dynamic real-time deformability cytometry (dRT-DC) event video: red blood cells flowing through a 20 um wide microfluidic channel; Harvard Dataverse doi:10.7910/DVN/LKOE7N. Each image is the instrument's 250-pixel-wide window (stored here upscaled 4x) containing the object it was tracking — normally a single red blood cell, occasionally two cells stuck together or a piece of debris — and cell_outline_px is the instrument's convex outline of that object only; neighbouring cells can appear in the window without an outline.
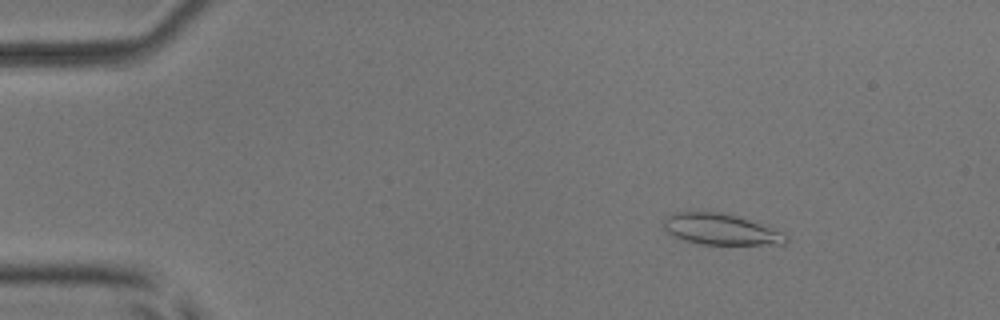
{"species": "common noctule bat (a hibernating species)", "species_latin": "Nyctalus noctula", "temperature_condition": "room temperature", "stored_images_in_passage": 4, "camera_frame_rate_fps": 3000, "um_per_image_px": 0.085, "animal": {"sex": "male", "body_mass_g": 17.9, "forearm_length_mm": 54.2}, "frame": {"image": 1, "passage_image": 2, "time_ms": 1.0, "image_size_px": [1000, 320], "cell_outline_px": [[788, 240], [784, 244], [700, 244], [684, 240], [668, 232], [664, 228], [664, 220], [672, 212], [696, 208], [720, 212], [736, 216], [784, 232], [788, 236]], "centroid_in_image_um": [61.21, 19.44], "position_along_channel_um": 23.8, "area_um2": 22.48}}